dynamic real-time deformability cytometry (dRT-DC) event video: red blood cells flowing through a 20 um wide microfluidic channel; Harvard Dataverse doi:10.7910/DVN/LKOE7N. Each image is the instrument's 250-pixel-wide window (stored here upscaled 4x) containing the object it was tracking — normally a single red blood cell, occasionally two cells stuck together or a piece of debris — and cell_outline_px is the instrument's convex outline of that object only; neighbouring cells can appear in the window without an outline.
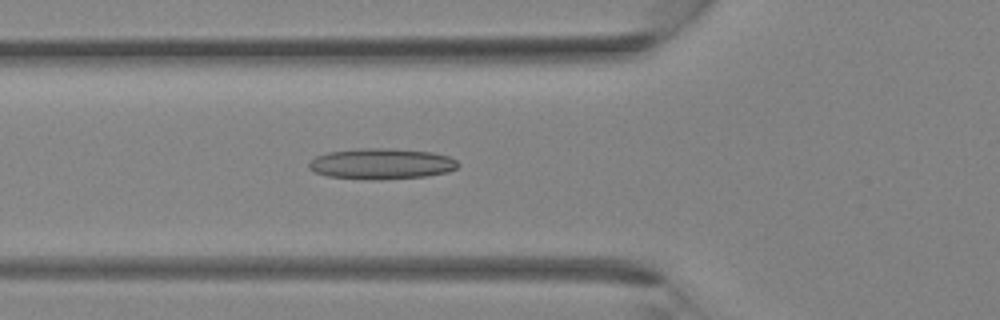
{"species": "Egyptian fruit bat (a non-hibernating species)", "species_latin": "Rousettus aegyptiacus", "temperature_condition": "room temperature", "stored_images_in_passage": 34, "camera_frame_rate_fps": 3000, "um_per_image_px": 0.085, "animal": {"sex": "female"}, "frame": {"image": 1, "passage_image": 12, "time_ms": 3.667, "image_size_px": [1000, 320], "cell_outline_px": [[460, 164], [456, 168], [448, 172], [428, 176], [380, 180], [376, 180], [328, 176], [316, 172], [308, 168], [308, 164], [316, 156], [328, 152], [360, 148], [388, 148], [432, 152], [448, 156], [456, 160]], "centroid_in_image_um": [32.45, 13.92], "position_along_channel_um": 93.4, "area_um2": 26.82}}
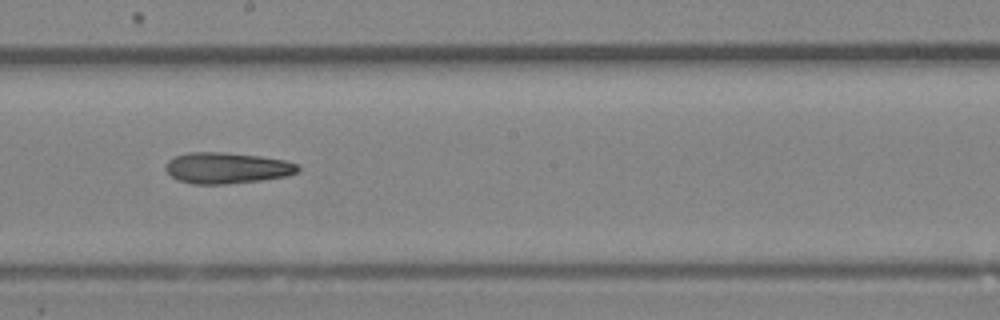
{"frame": {"image": 2, "passage_image": 19, "time_ms": 6.0, "image_size_px": [1000, 320], "cell_outline_px": [[300, 168], [296, 172], [284, 176], [260, 180], [228, 184], [192, 184], [176, 180], [164, 168], [168, 160], [176, 156], [188, 152], [224, 152], [260, 156], [284, 160], [296, 164]], "centroid_in_image_um": [19.23, 14.28], "position_along_channel_um": 229.0, "area_um2": 23.87}}
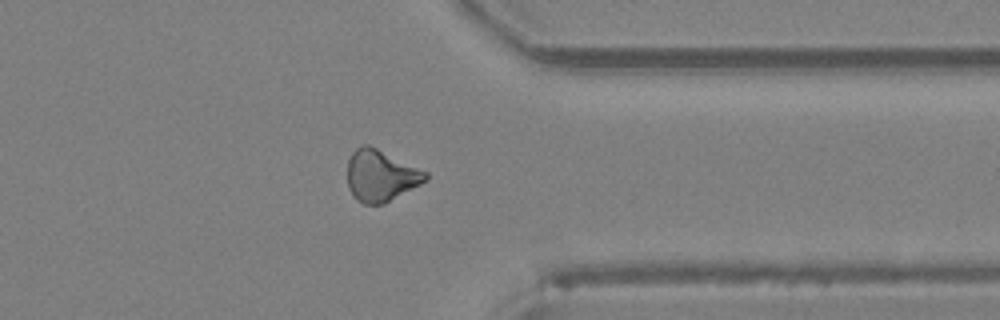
{"frame": {"image": 3, "passage_image": 27, "time_ms": 8.667, "image_size_px": [1000, 320], "cell_outline_px": [[428, 180], [384, 204], [364, 204], [356, 200], [352, 196], [348, 188], [348, 160], [352, 152], [356, 148], [364, 144], [368, 144], [428, 172]], "centroid_in_image_um": [32.36, 14.94], "position_along_channel_um": 379.0, "area_um2": 23.52}}